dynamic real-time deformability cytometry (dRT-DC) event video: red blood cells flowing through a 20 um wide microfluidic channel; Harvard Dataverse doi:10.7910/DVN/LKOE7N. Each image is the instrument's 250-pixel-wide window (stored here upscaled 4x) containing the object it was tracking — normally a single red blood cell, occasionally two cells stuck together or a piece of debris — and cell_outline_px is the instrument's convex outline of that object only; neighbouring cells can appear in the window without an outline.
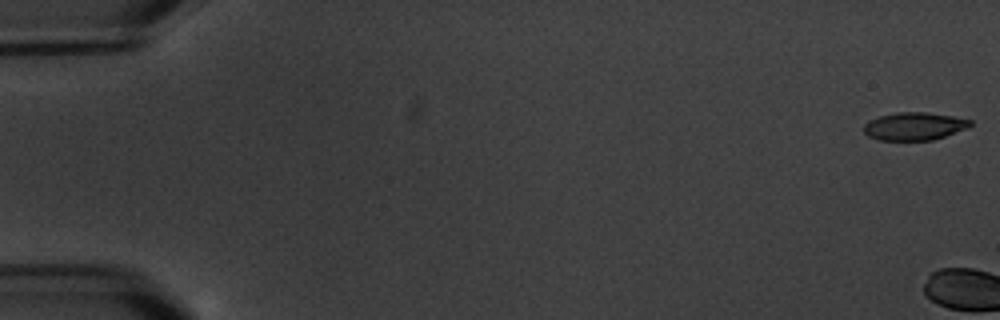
{"species": "common noctule bat (a hibernating species)", "species_latin": "Nyctalus noctula", "temperature_condition": "warm", "stored_images_in_passage": 8, "camera_frame_rate_fps": 3000, "um_per_image_px": 0.085, "animal": {"sex": "male", "body_mass_g": 20.1, "forearm_length_mm": 53.5}, "frame": {"image": 1, "passage_image": 1, "time_ms": 0.0, "image_size_px": [1000, 320], "cell_outline_px": [[972, 124], [968, 128], [932, 140], [880, 140], [868, 136], [864, 132], [864, 124], [868, 120], [880, 116], [896, 112], [928, 112], [952, 116], [972, 120]], "centroid_in_image_um": [77.71, 10.72], "position_along_channel_um": 7.3, "area_um2": 17.28}}